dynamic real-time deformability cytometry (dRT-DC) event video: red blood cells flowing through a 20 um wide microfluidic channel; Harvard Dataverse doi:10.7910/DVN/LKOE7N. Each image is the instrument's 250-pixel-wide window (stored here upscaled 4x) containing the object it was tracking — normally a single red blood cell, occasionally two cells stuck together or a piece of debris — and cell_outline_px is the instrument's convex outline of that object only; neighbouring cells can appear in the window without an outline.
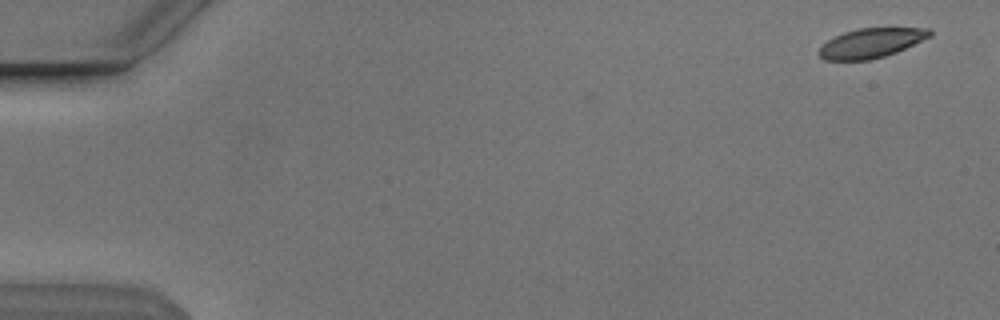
{"species": "Egyptian fruit bat (a non-hibernating species)", "species_latin": "Rousettus aegyptiacus", "temperature_condition": "cold", "stored_images_in_passage": 11, "camera_frame_rate_fps": 3000, "um_per_image_px": 0.085, "animal": {"sex": "male"}, "frame": {"image": 1, "passage_image": 1, "time_ms": 0.0, "image_size_px": [1000, 320], "cell_outline_px": [[932, 36], [896, 52], [884, 56], [868, 60], [824, 60], [820, 56], [820, 48], [828, 40], [844, 32], [860, 28], [932, 28]], "centroid_in_image_um": [74.09, 3.65], "position_along_channel_um": 10.9, "area_um2": 18.84}}